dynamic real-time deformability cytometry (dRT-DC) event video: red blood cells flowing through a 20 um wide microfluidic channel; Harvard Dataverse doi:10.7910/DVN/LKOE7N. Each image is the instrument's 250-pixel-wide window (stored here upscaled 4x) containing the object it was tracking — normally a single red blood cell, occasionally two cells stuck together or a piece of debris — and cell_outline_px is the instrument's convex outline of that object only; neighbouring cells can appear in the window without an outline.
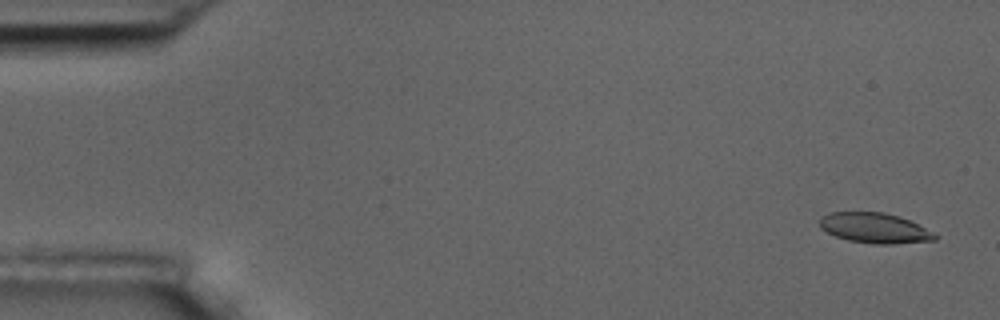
{"species": "common noctule bat (a hibernating species)", "species_latin": "Nyctalus noctula", "temperature_condition": "room temperature", "stored_images_in_passage": 6, "camera_frame_rate_fps": 3000, "um_per_image_px": 0.085, "animal": {"sex": "male", "body_mass_g": 17.5, "forearm_length_mm": 52.3}, "frame": {"image": 1, "passage_image": 1, "time_ms": 0.0, "image_size_px": [1000, 320], "cell_outline_px": [[936, 240], [896, 244], [872, 244], [848, 240], [836, 236], [820, 228], [820, 216], [828, 212], [884, 212], [908, 220], [924, 228], [936, 236]], "centroid_in_image_um": [74.28, 19.38], "position_along_channel_um": 10.7, "area_um2": 20.06}}
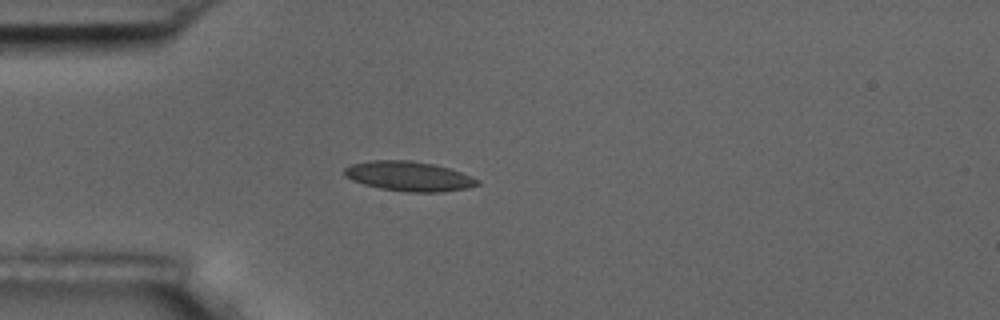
{"frame": {"image": 2, "passage_image": 4, "time_ms": 4.333, "image_size_px": [1000, 320], "cell_outline_px": [[480, 184], [468, 188], [444, 192], [404, 192], [380, 188], [364, 184], [352, 180], [344, 176], [344, 168], [352, 164], [372, 160], [412, 160], [436, 164], [460, 172], [480, 180]], "centroid_in_image_um": [34.76, 14.98], "position_along_channel_um": 50.2, "area_um2": 23.18}}